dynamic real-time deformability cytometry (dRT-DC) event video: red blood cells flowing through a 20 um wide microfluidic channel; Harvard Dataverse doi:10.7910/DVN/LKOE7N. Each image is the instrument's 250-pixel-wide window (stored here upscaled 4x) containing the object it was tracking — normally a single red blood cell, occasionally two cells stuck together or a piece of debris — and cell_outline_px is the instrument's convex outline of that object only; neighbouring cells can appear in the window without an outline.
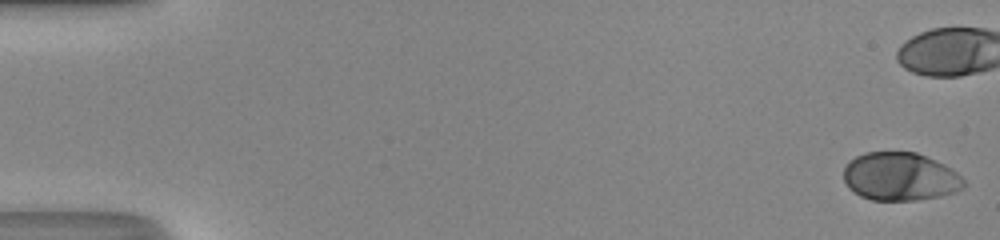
{"species": "human", "species_latin": "Homo sapiens", "temperature_condition": "room temperature", "stored_images_in_passage": 39, "camera_frame_rate_fps": 3000, "um_per_image_px": 0.085, "donor": {"sex": "male"}, "frame": {"image": 1, "passage_image": 1, "time_ms": 0.0, "image_size_px": [1000, 240], "cell_outline_px": [[968, 184], [964, 188], [956, 192], [940, 196], [912, 200], [872, 200], [860, 196], [848, 188], [844, 180], [844, 168], [848, 160], [864, 152], [916, 152], [936, 160], [952, 168]], "centroid_in_image_um": [76.52, 15.01], "position_along_channel_um": 8.5, "area_um2": 34.04}}